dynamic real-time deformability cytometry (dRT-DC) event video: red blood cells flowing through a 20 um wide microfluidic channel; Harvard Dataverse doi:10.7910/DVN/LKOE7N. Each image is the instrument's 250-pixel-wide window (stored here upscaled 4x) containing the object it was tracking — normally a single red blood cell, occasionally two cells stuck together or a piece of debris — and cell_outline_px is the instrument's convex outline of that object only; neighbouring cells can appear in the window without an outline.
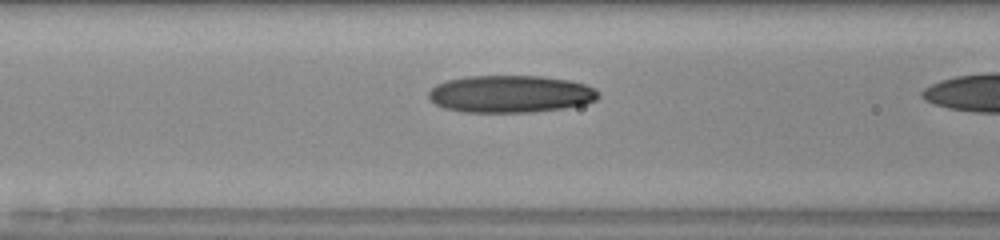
{"species": "human", "species_latin": "Homo sapiens", "temperature_condition": "room temperature", "stored_images_in_passage": 18, "camera_frame_rate_fps": 3000, "um_per_image_px": 0.085, "donor": {"sex": "male"}, "frame": {"image": 1, "passage_image": 13, "time_ms": 4.0, "image_size_px": [1000, 240], "cell_outline_px": [[600, 96], [596, 100], [584, 104], [564, 108], [532, 112], [460, 112], [444, 108], [436, 104], [428, 96], [428, 92], [436, 84], [448, 80], [468, 76], [540, 76], [568, 80], [584, 84], [596, 88]], "centroid_in_image_um": [43.39, 7.99], "position_along_channel_um": 123.2, "area_um2": 36.93}}